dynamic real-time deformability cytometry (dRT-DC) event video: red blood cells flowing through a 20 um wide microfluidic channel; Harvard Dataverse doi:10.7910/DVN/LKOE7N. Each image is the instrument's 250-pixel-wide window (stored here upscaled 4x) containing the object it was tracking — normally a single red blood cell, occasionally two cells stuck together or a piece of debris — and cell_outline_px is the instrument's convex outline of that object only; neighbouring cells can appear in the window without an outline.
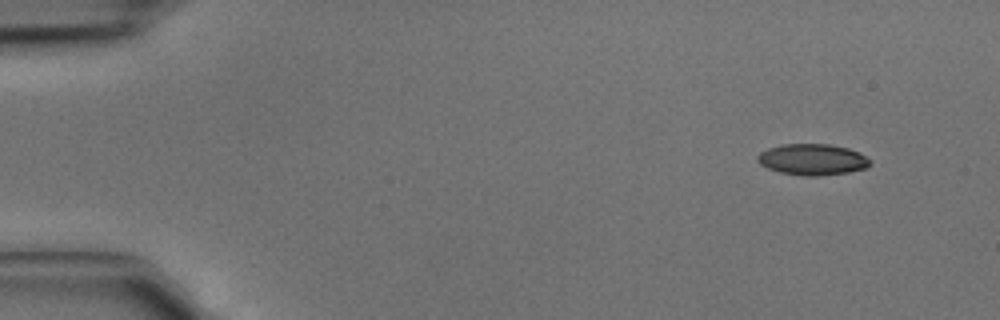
{"species": "common noctule bat (a hibernating species)", "species_latin": "Nyctalus noctula", "temperature_condition": "cold", "stored_images_in_passage": 4, "camera_frame_rate_fps": 3000, "um_per_image_px": 0.085, "animal": {"sex": "male", "body_mass_g": 15.6}, "frame": {"image": 1, "passage_image": 1, "time_ms": 0.0, "image_size_px": [1000, 320], "cell_outline_px": [[872, 164], [864, 168], [848, 172], [816, 176], [804, 176], [780, 172], [768, 168], [760, 164], [756, 160], [756, 156], [760, 152], [768, 148], [784, 144], [828, 144], [848, 148], [860, 152], [872, 160]], "centroid_in_image_um": [69.06, 13.55], "position_along_channel_um": 15.9, "area_um2": 20.52}}
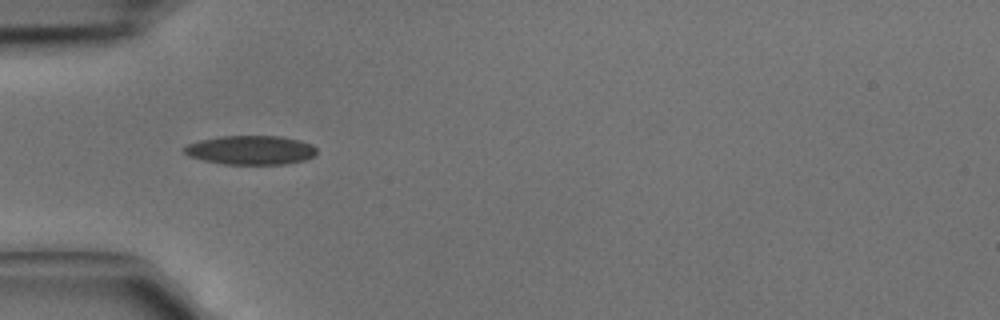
{"frame": {"image": 2, "passage_image": 4, "time_ms": 1.0, "image_size_px": [1000, 320], "cell_outline_px": [[316, 156], [304, 160], [284, 164], [224, 164], [204, 160], [188, 156], [184, 152], [184, 148], [188, 144], [200, 140], [220, 136], [280, 136], [300, 140], [312, 144], [316, 148]], "centroid_in_image_um": [21.34, 12.75], "position_along_channel_um": 63.7, "area_um2": 22.43}}